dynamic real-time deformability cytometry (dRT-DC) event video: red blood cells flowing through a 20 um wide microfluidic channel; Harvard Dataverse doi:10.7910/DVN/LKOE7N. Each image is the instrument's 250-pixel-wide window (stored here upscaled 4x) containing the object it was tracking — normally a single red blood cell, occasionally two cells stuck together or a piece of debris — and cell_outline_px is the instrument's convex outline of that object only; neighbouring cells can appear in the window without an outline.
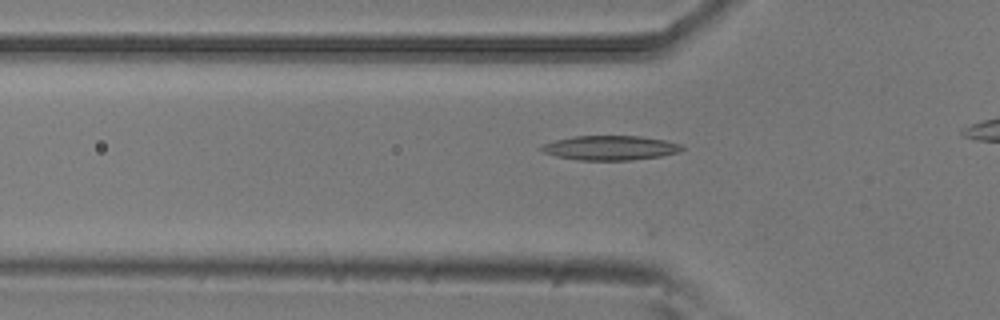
{"species": "common noctule bat (a hibernating species)", "species_latin": "Nyctalus noctula", "temperature_condition": "room temperature", "stored_images_in_passage": 11, "camera_frame_rate_fps": 3000, "um_per_image_px": 0.085, "animal": {"sex": "male", "body_mass_g": 20.5, "forearm_length_mm": 52.5}, "frame": {"image": 1, "passage_image": 7, "time_ms": 2.0, "image_size_px": [1000, 320], "cell_outline_px": [[684, 148], [680, 152], [660, 156], [632, 160], [580, 160], [556, 156], [544, 152], [540, 148], [540, 144], [572, 136], [640, 136], [664, 140], [680, 144]], "centroid_in_image_um": [51.86, 12.56], "position_along_channel_um": 73.9, "area_um2": 20.0}}